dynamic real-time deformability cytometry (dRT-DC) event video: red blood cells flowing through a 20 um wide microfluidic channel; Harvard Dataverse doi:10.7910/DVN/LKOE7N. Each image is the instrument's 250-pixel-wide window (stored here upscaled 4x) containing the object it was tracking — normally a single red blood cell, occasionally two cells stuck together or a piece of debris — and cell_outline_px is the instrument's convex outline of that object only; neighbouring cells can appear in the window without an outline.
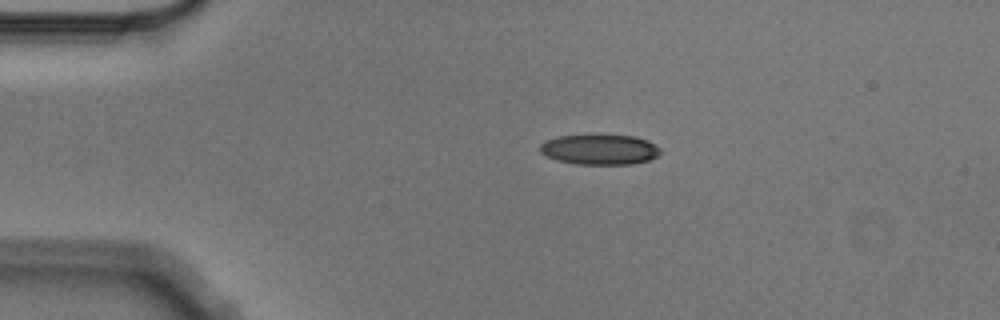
{"species": "Egyptian fruit bat (a non-hibernating species)", "species_latin": "Rousettus aegyptiacus", "temperature_condition": "cold", "stored_images_in_passage": 3, "camera_frame_rate_fps": 3000, "um_per_image_px": 0.085, "animal": {"sex": "male"}, "frame": {"image": 1, "passage_image": 1, "time_ms": 0.0, "image_size_px": [1000, 320], "cell_outline_px": [[660, 152], [656, 156], [648, 160], [632, 164], [576, 164], [556, 160], [540, 152], [540, 144], [544, 140], [556, 136], [632, 136], [648, 140], [656, 144], [660, 148]], "centroid_in_image_um": [50.96, 12.72], "position_along_channel_um": 34.0, "area_um2": 20.98}}
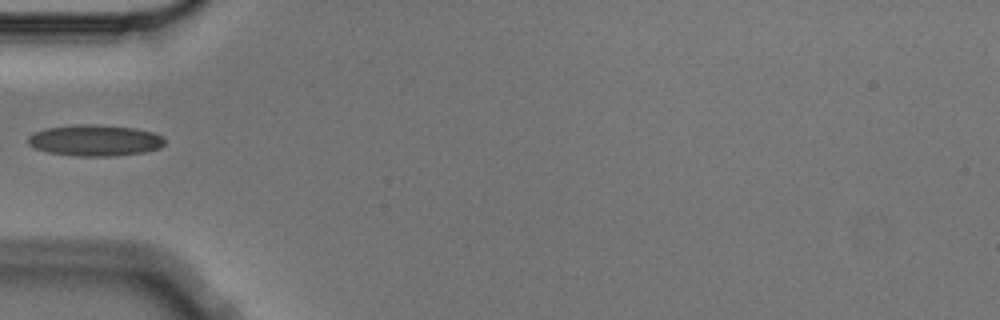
{"frame": {"image": 2, "passage_image": 3, "time_ms": 0.667, "image_size_px": [1000, 320], "cell_outline_px": [[164, 144], [160, 148], [144, 152], [116, 156], [76, 156], [48, 152], [36, 148], [28, 144], [28, 136], [32, 132], [44, 128], [76, 124], [96, 124], [132, 128], [152, 132], [160, 136], [164, 140]], "centroid_in_image_um": [8.03, 11.93], "position_along_channel_um": 77.0, "area_um2": 24.91}}